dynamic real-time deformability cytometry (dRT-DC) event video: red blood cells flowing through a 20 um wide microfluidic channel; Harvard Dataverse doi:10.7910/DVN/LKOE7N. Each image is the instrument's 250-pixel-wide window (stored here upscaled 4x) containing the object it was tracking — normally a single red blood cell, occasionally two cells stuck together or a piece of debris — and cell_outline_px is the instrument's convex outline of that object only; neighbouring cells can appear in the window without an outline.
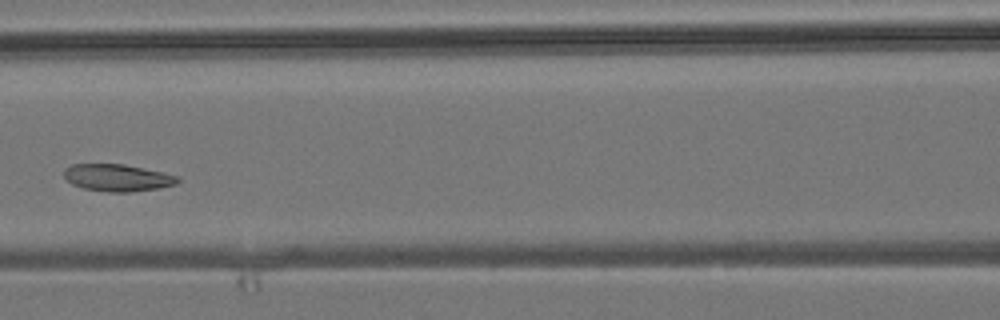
{"species": "common noctule bat (a hibernating species)", "species_latin": "Nyctalus noctula", "temperature_condition": "room temperature", "stored_images_in_passage": 5, "camera_frame_rate_fps": 3000, "um_per_image_px": 0.085, "animal": {"sex": "male", "body_mass_g": 19.2, "forearm_length_mm": 51.8}, "frame": {"image": 1, "passage_image": 5, "time_ms": 5.333, "image_size_px": [1000, 320], "cell_outline_px": [[180, 180], [176, 184], [160, 188], [128, 192], [108, 192], [84, 188], [72, 184], [64, 176], [64, 168], [72, 164], [124, 164], [180, 176]], "centroid_in_image_um": [9.99, 15.1], "position_along_channel_um": 156.6, "area_um2": 17.92}}